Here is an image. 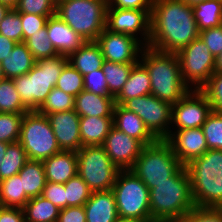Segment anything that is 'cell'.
<instances>
[{
    "instance_id": "cell-1",
    "label": "cell",
    "mask_w": 222,
    "mask_h": 222,
    "mask_svg": "<svg viewBox=\"0 0 222 222\" xmlns=\"http://www.w3.org/2000/svg\"><path fill=\"white\" fill-rule=\"evenodd\" d=\"M148 47L178 53L199 37L193 8L182 0H153Z\"/></svg>"
},
{
    "instance_id": "cell-2",
    "label": "cell",
    "mask_w": 222,
    "mask_h": 222,
    "mask_svg": "<svg viewBox=\"0 0 222 222\" xmlns=\"http://www.w3.org/2000/svg\"><path fill=\"white\" fill-rule=\"evenodd\" d=\"M140 58L151 80V94L158 99L173 105L191 90L181 76L177 53L161 52L145 46Z\"/></svg>"
},
{
    "instance_id": "cell-3",
    "label": "cell",
    "mask_w": 222,
    "mask_h": 222,
    "mask_svg": "<svg viewBox=\"0 0 222 222\" xmlns=\"http://www.w3.org/2000/svg\"><path fill=\"white\" fill-rule=\"evenodd\" d=\"M151 221H180L194 206L190 178L181 166L170 178L149 190Z\"/></svg>"
},
{
    "instance_id": "cell-4",
    "label": "cell",
    "mask_w": 222,
    "mask_h": 222,
    "mask_svg": "<svg viewBox=\"0 0 222 222\" xmlns=\"http://www.w3.org/2000/svg\"><path fill=\"white\" fill-rule=\"evenodd\" d=\"M185 168L195 206L222 208V150L208 149Z\"/></svg>"
},
{
    "instance_id": "cell-5",
    "label": "cell",
    "mask_w": 222,
    "mask_h": 222,
    "mask_svg": "<svg viewBox=\"0 0 222 222\" xmlns=\"http://www.w3.org/2000/svg\"><path fill=\"white\" fill-rule=\"evenodd\" d=\"M68 63L66 55L40 59L26 75L13 78L16 91L29 111L42 106Z\"/></svg>"
},
{
    "instance_id": "cell-6",
    "label": "cell",
    "mask_w": 222,
    "mask_h": 222,
    "mask_svg": "<svg viewBox=\"0 0 222 222\" xmlns=\"http://www.w3.org/2000/svg\"><path fill=\"white\" fill-rule=\"evenodd\" d=\"M107 0H57L56 14L85 41H96L106 28Z\"/></svg>"
},
{
    "instance_id": "cell-7",
    "label": "cell",
    "mask_w": 222,
    "mask_h": 222,
    "mask_svg": "<svg viewBox=\"0 0 222 222\" xmlns=\"http://www.w3.org/2000/svg\"><path fill=\"white\" fill-rule=\"evenodd\" d=\"M111 191L120 220H151L149 189L131 170L119 171Z\"/></svg>"
},
{
    "instance_id": "cell-8",
    "label": "cell",
    "mask_w": 222,
    "mask_h": 222,
    "mask_svg": "<svg viewBox=\"0 0 222 222\" xmlns=\"http://www.w3.org/2000/svg\"><path fill=\"white\" fill-rule=\"evenodd\" d=\"M181 166L171 146L165 140H157L143 148L130 170L150 190L155 187V184L169 181Z\"/></svg>"
},
{
    "instance_id": "cell-9",
    "label": "cell",
    "mask_w": 222,
    "mask_h": 222,
    "mask_svg": "<svg viewBox=\"0 0 222 222\" xmlns=\"http://www.w3.org/2000/svg\"><path fill=\"white\" fill-rule=\"evenodd\" d=\"M19 143L31 160L43 161L61 151L47 116L38 111L24 114Z\"/></svg>"
},
{
    "instance_id": "cell-10",
    "label": "cell",
    "mask_w": 222,
    "mask_h": 222,
    "mask_svg": "<svg viewBox=\"0 0 222 222\" xmlns=\"http://www.w3.org/2000/svg\"><path fill=\"white\" fill-rule=\"evenodd\" d=\"M77 174L94 191L111 190L120 169L102 146H82L77 152Z\"/></svg>"
},
{
    "instance_id": "cell-11",
    "label": "cell",
    "mask_w": 222,
    "mask_h": 222,
    "mask_svg": "<svg viewBox=\"0 0 222 222\" xmlns=\"http://www.w3.org/2000/svg\"><path fill=\"white\" fill-rule=\"evenodd\" d=\"M177 55L181 76L191 89H201L215 72V57L200 37L191 41Z\"/></svg>"
},
{
    "instance_id": "cell-12",
    "label": "cell",
    "mask_w": 222,
    "mask_h": 222,
    "mask_svg": "<svg viewBox=\"0 0 222 222\" xmlns=\"http://www.w3.org/2000/svg\"><path fill=\"white\" fill-rule=\"evenodd\" d=\"M123 108L134 112L157 140H165L171 131L172 104L152 94L126 100Z\"/></svg>"
},
{
    "instance_id": "cell-13",
    "label": "cell",
    "mask_w": 222,
    "mask_h": 222,
    "mask_svg": "<svg viewBox=\"0 0 222 222\" xmlns=\"http://www.w3.org/2000/svg\"><path fill=\"white\" fill-rule=\"evenodd\" d=\"M213 108L201 89H191L172 105L171 127L177 130L199 128L205 123Z\"/></svg>"
},
{
    "instance_id": "cell-14",
    "label": "cell",
    "mask_w": 222,
    "mask_h": 222,
    "mask_svg": "<svg viewBox=\"0 0 222 222\" xmlns=\"http://www.w3.org/2000/svg\"><path fill=\"white\" fill-rule=\"evenodd\" d=\"M150 13L151 10L107 7L106 28L116 33L130 35L139 40L144 46H148L150 40ZM138 34L142 37L139 38Z\"/></svg>"
},
{
    "instance_id": "cell-15",
    "label": "cell",
    "mask_w": 222,
    "mask_h": 222,
    "mask_svg": "<svg viewBox=\"0 0 222 222\" xmlns=\"http://www.w3.org/2000/svg\"><path fill=\"white\" fill-rule=\"evenodd\" d=\"M105 60L114 63H138L145 47L136 38L105 28L96 39Z\"/></svg>"
},
{
    "instance_id": "cell-16",
    "label": "cell",
    "mask_w": 222,
    "mask_h": 222,
    "mask_svg": "<svg viewBox=\"0 0 222 222\" xmlns=\"http://www.w3.org/2000/svg\"><path fill=\"white\" fill-rule=\"evenodd\" d=\"M102 147L120 170H130L145 145L112 126Z\"/></svg>"
},
{
    "instance_id": "cell-17",
    "label": "cell",
    "mask_w": 222,
    "mask_h": 222,
    "mask_svg": "<svg viewBox=\"0 0 222 222\" xmlns=\"http://www.w3.org/2000/svg\"><path fill=\"white\" fill-rule=\"evenodd\" d=\"M165 141L183 166L200 157L207 150L202 127L170 131Z\"/></svg>"
},
{
    "instance_id": "cell-18",
    "label": "cell",
    "mask_w": 222,
    "mask_h": 222,
    "mask_svg": "<svg viewBox=\"0 0 222 222\" xmlns=\"http://www.w3.org/2000/svg\"><path fill=\"white\" fill-rule=\"evenodd\" d=\"M61 150L77 152L81 147L80 116L73 110L46 115Z\"/></svg>"
},
{
    "instance_id": "cell-19",
    "label": "cell",
    "mask_w": 222,
    "mask_h": 222,
    "mask_svg": "<svg viewBox=\"0 0 222 222\" xmlns=\"http://www.w3.org/2000/svg\"><path fill=\"white\" fill-rule=\"evenodd\" d=\"M47 36L59 55L69 56L86 41L57 15L46 22Z\"/></svg>"
},
{
    "instance_id": "cell-20",
    "label": "cell",
    "mask_w": 222,
    "mask_h": 222,
    "mask_svg": "<svg viewBox=\"0 0 222 222\" xmlns=\"http://www.w3.org/2000/svg\"><path fill=\"white\" fill-rule=\"evenodd\" d=\"M86 222H119L114 194L111 190L94 191L84 204Z\"/></svg>"
},
{
    "instance_id": "cell-21",
    "label": "cell",
    "mask_w": 222,
    "mask_h": 222,
    "mask_svg": "<svg viewBox=\"0 0 222 222\" xmlns=\"http://www.w3.org/2000/svg\"><path fill=\"white\" fill-rule=\"evenodd\" d=\"M115 98L110 95H97L88 90H82L74 102L77 114L87 117H113Z\"/></svg>"
},
{
    "instance_id": "cell-22",
    "label": "cell",
    "mask_w": 222,
    "mask_h": 222,
    "mask_svg": "<svg viewBox=\"0 0 222 222\" xmlns=\"http://www.w3.org/2000/svg\"><path fill=\"white\" fill-rule=\"evenodd\" d=\"M47 182L65 184L77 174V156L74 151H64L42 161Z\"/></svg>"
},
{
    "instance_id": "cell-23",
    "label": "cell",
    "mask_w": 222,
    "mask_h": 222,
    "mask_svg": "<svg viewBox=\"0 0 222 222\" xmlns=\"http://www.w3.org/2000/svg\"><path fill=\"white\" fill-rule=\"evenodd\" d=\"M113 126L121 132L126 133L128 136L141 141L145 146L151 145L157 141L138 115L126 110L118 104H115L114 107Z\"/></svg>"
},
{
    "instance_id": "cell-24",
    "label": "cell",
    "mask_w": 222,
    "mask_h": 222,
    "mask_svg": "<svg viewBox=\"0 0 222 222\" xmlns=\"http://www.w3.org/2000/svg\"><path fill=\"white\" fill-rule=\"evenodd\" d=\"M151 94V80L146 67L139 61L129 74L127 82L115 97V104L122 105L126 100Z\"/></svg>"
},
{
    "instance_id": "cell-25",
    "label": "cell",
    "mask_w": 222,
    "mask_h": 222,
    "mask_svg": "<svg viewBox=\"0 0 222 222\" xmlns=\"http://www.w3.org/2000/svg\"><path fill=\"white\" fill-rule=\"evenodd\" d=\"M105 59L96 41H86L68 56V62L83 76L101 69Z\"/></svg>"
},
{
    "instance_id": "cell-26",
    "label": "cell",
    "mask_w": 222,
    "mask_h": 222,
    "mask_svg": "<svg viewBox=\"0 0 222 222\" xmlns=\"http://www.w3.org/2000/svg\"><path fill=\"white\" fill-rule=\"evenodd\" d=\"M82 146H102L113 126V117H80Z\"/></svg>"
},
{
    "instance_id": "cell-27",
    "label": "cell",
    "mask_w": 222,
    "mask_h": 222,
    "mask_svg": "<svg viewBox=\"0 0 222 222\" xmlns=\"http://www.w3.org/2000/svg\"><path fill=\"white\" fill-rule=\"evenodd\" d=\"M35 63L36 60L25 42L16 43L7 58L1 61L4 76L9 79L26 75Z\"/></svg>"
},
{
    "instance_id": "cell-28",
    "label": "cell",
    "mask_w": 222,
    "mask_h": 222,
    "mask_svg": "<svg viewBox=\"0 0 222 222\" xmlns=\"http://www.w3.org/2000/svg\"><path fill=\"white\" fill-rule=\"evenodd\" d=\"M18 174L21 177L25 194L29 198L42 195L47 182L42 161L28 159Z\"/></svg>"
},
{
    "instance_id": "cell-29",
    "label": "cell",
    "mask_w": 222,
    "mask_h": 222,
    "mask_svg": "<svg viewBox=\"0 0 222 222\" xmlns=\"http://www.w3.org/2000/svg\"><path fill=\"white\" fill-rule=\"evenodd\" d=\"M25 222H57L60 208L42 195L30 198L22 208Z\"/></svg>"
},
{
    "instance_id": "cell-30",
    "label": "cell",
    "mask_w": 222,
    "mask_h": 222,
    "mask_svg": "<svg viewBox=\"0 0 222 222\" xmlns=\"http://www.w3.org/2000/svg\"><path fill=\"white\" fill-rule=\"evenodd\" d=\"M29 199L19 174L0 181V206L23 208Z\"/></svg>"
},
{
    "instance_id": "cell-31",
    "label": "cell",
    "mask_w": 222,
    "mask_h": 222,
    "mask_svg": "<svg viewBox=\"0 0 222 222\" xmlns=\"http://www.w3.org/2000/svg\"><path fill=\"white\" fill-rule=\"evenodd\" d=\"M192 8L199 31L222 25V0H206Z\"/></svg>"
},
{
    "instance_id": "cell-32",
    "label": "cell",
    "mask_w": 222,
    "mask_h": 222,
    "mask_svg": "<svg viewBox=\"0 0 222 222\" xmlns=\"http://www.w3.org/2000/svg\"><path fill=\"white\" fill-rule=\"evenodd\" d=\"M135 64L136 63H114L112 61H104L102 69L105 74L110 96L115 98L120 93Z\"/></svg>"
},
{
    "instance_id": "cell-33",
    "label": "cell",
    "mask_w": 222,
    "mask_h": 222,
    "mask_svg": "<svg viewBox=\"0 0 222 222\" xmlns=\"http://www.w3.org/2000/svg\"><path fill=\"white\" fill-rule=\"evenodd\" d=\"M27 160V154L22 145L19 142L10 143L4 158L0 161V181L18 174Z\"/></svg>"
},
{
    "instance_id": "cell-34",
    "label": "cell",
    "mask_w": 222,
    "mask_h": 222,
    "mask_svg": "<svg viewBox=\"0 0 222 222\" xmlns=\"http://www.w3.org/2000/svg\"><path fill=\"white\" fill-rule=\"evenodd\" d=\"M28 111L16 91L13 79L0 80V112L26 113Z\"/></svg>"
},
{
    "instance_id": "cell-35",
    "label": "cell",
    "mask_w": 222,
    "mask_h": 222,
    "mask_svg": "<svg viewBox=\"0 0 222 222\" xmlns=\"http://www.w3.org/2000/svg\"><path fill=\"white\" fill-rule=\"evenodd\" d=\"M25 44L36 61L59 55L47 36L46 26L37 31V33L31 35L25 41Z\"/></svg>"
},
{
    "instance_id": "cell-36",
    "label": "cell",
    "mask_w": 222,
    "mask_h": 222,
    "mask_svg": "<svg viewBox=\"0 0 222 222\" xmlns=\"http://www.w3.org/2000/svg\"><path fill=\"white\" fill-rule=\"evenodd\" d=\"M74 102L75 97L73 95L66 94L61 89L54 87L37 111L43 115L69 111L74 109Z\"/></svg>"
},
{
    "instance_id": "cell-37",
    "label": "cell",
    "mask_w": 222,
    "mask_h": 222,
    "mask_svg": "<svg viewBox=\"0 0 222 222\" xmlns=\"http://www.w3.org/2000/svg\"><path fill=\"white\" fill-rule=\"evenodd\" d=\"M64 186L67 207L84 206L92 193L87 183L78 174L69 179Z\"/></svg>"
},
{
    "instance_id": "cell-38",
    "label": "cell",
    "mask_w": 222,
    "mask_h": 222,
    "mask_svg": "<svg viewBox=\"0 0 222 222\" xmlns=\"http://www.w3.org/2000/svg\"><path fill=\"white\" fill-rule=\"evenodd\" d=\"M24 114L0 112V142H19Z\"/></svg>"
},
{
    "instance_id": "cell-39",
    "label": "cell",
    "mask_w": 222,
    "mask_h": 222,
    "mask_svg": "<svg viewBox=\"0 0 222 222\" xmlns=\"http://www.w3.org/2000/svg\"><path fill=\"white\" fill-rule=\"evenodd\" d=\"M55 87L76 97L84 90V76L69 63L63 68Z\"/></svg>"
},
{
    "instance_id": "cell-40",
    "label": "cell",
    "mask_w": 222,
    "mask_h": 222,
    "mask_svg": "<svg viewBox=\"0 0 222 222\" xmlns=\"http://www.w3.org/2000/svg\"><path fill=\"white\" fill-rule=\"evenodd\" d=\"M202 129L208 149L222 150V113L212 111Z\"/></svg>"
},
{
    "instance_id": "cell-41",
    "label": "cell",
    "mask_w": 222,
    "mask_h": 222,
    "mask_svg": "<svg viewBox=\"0 0 222 222\" xmlns=\"http://www.w3.org/2000/svg\"><path fill=\"white\" fill-rule=\"evenodd\" d=\"M0 34L16 43L23 42L21 16L15 8H11L1 20Z\"/></svg>"
},
{
    "instance_id": "cell-42",
    "label": "cell",
    "mask_w": 222,
    "mask_h": 222,
    "mask_svg": "<svg viewBox=\"0 0 222 222\" xmlns=\"http://www.w3.org/2000/svg\"><path fill=\"white\" fill-rule=\"evenodd\" d=\"M57 0H19L15 9L19 13L54 16Z\"/></svg>"
},
{
    "instance_id": "cell-43",
    "label": "cell",
    "mask_w": 222,
    "mask_h": 222,
    "mask_svg": "<svg viewBox=\"0 0 222 222\" xmlns=\"http://www.w3.org/2000/svg\"><path fill=\"white\" fill-rule=\"evenodd\" d=\"M201 90L206 94L213 111L222 113V73L214 72Z\"/></svg>"
},
{
    "instance_id": "cell-44",
    "label": "cell",
    "mask_w": 222,
    "mask_h": 222,
    "mask_svg": "<svg viewBox=\"0 0 222 222\" xmlns=\"http://www.w3.org/2000/svg\"><path fill=\"white\" fill-rule=\"evenodd\" d=\"M180 222H222V208L194 206Z\"/></svg>"
},
{
    "instance_id": "cell-45",
    "label": "cell",
    "mask_w": 222,
    "mask_h": 222,
    "mask_svg": "<svg viewBox=\"0 0 222 222\" xmlns=\"http://www.w3.org/2000/svg\"><path fill=\"white\" fill-rule=\"evenodd\" d=\"M22 22L23 42L31 35L37 33L46 26V22L51 16H40L37 14L19 13Z\"/></svg>"
},
{
    "instance_id": "cell-46",
    "label": "cell",
    "mask_w": 222,
    "mask_h": 222,
    "mask_svg": "<svg viewBox=\"0 0 222 222\" xmlns=\"http://www.w3.org/2000/svg\"><path fill=\"white\" fill-rule=\"evenodd\" d=\"M84 89L97 95H109L105 74L102 68L84 75Z\"/></svg>"
},
{
    "instance_id": "cell-47",
    "label": "cell",
    "mask_w": 222,
    "mask_h": 222,
    "mask_svg": "<svg viewBox=\"0 0 222 222\" xmlns=\"http://www.w3.org/2000/svg\"><path fill=\"white\" fill-rule=\"evenodd\" d=\"M199 37L215 58L222 53V25L200 31Z\"/></svg>"
},
{
    "instance_id": "cell-48",
    "label": "cell",
    "mask_w": 222,
    "mask_h": 222,
    "mask_svg": "<svg viewBox=\"0 0 222 222\" xmlns=\"http://www.w3.org/2000/svg\"><path fill=\"white\" fill-rule=\"evenodd\" d=\"M42 196L60 209L67 207L64 184L46 182Z\"/></svg>"
},
{
    "instance_id": "cell-49",
    "label": "cell",
    "mask_w": 222,
    "mask_h": 222,
    "mask_svg": "<svg viewBox=\"0 0 222 222\" xmlns=\"http://www.w3.org/2000/svg\"><path fill=\"white\" fill-rule=\"evenodd\" d=\"M153 0H107V7L117 9L151 10Z\"/></svg>"
},
{
    "instance_id": "cell-50",
    "label": "cell",
    "mask_w": 222,
    "mask_h": 222,
    "mask_svg": "<svg viewBox=\"0 0 222 222\" xmlns=\"http://www.w3.org/2000/svg\"><path fill=\"white\" fill-rule=\"evenodd\" d=\"M57 222H86L84 206H71L60 209Z\"/></svg>"
},
{
    "instance_id": "cell-51",
    "label": "cell",
    "mask_w": 222,
    "mask_h": 222,
    "mask_svg": "<svg viewBox=\"0 0 222 222\" xmlns=\"http://www.w3.org/2000/svg\"><path fill=\"white\" fill-rule=\"evenodd\" d=\"M0 222H25L23 209L0 206Z\"/></svg>"
},
{
    "instance_id": "cell-52",
    "label": "cell",
    "mask_w": 222,
    "mask_h": 222,
    "mask_svg": "<svg viewBox=\"0 0 222 222\" xmlns=\"http://www.w3.org/2000/svg\"><path fill=\"white\" fill-rule=\"evenodd\" d=\"M15 41L0 34V62L12 52Z\"/></svg>"
},
{
    "instance_id": "cell-53",
    "label": "cell",
    "mask_w": 222,
    "mask_h": 222,
    "mask_svg": "<svg viewBox=\"0 0 222 222\" xmlns=\"http://www.w3.org/2000/svg\"><path fill=\"white\" fill-rule=\"evenodd\" d=\"M215 72L222 73V53L215 58Z\"/></svg>"
},
{
    "instance_id": "cell-54",
    "label": "cell",
    "mask_w": 222,
    "mask_h": 222,
    "mask_svg": "<svg viewBox=\"0 0 222 222\" xmlns=\"http://www.w3.org/2000/svg\"><path fill=\"white\" fill-rule=\"evenodd\" d=\"M19 0H0L1 4L7 5L10 8H15Z\"/></svg>"
},
{
    "instance_id": "cell-55",
    "label": "cell",
    "mask_w": 222,
    "mask_h": 222,
    "mask_svg": "<svg viewBox=\"0 0 222 222\" xmlns=\"http://www.w3.org/2000/svg\"><path fill=\"white\" fill-rule=\"evenodd\" d=\"M11 8L0 3V22Z\"/></svg>"
},
{
    "instance_id": "cell-56",
    "label": "cell",
    "mask_w": 222,
    "mask_h": 222,
    "mask_svg": "<svg viewBox=\"0 0 222 222\" xmlns=\"http://www.w3.org/2000/svg\"><path fill=\"white\" fill-rule=\"evenodd\" d=\"M9 144H10V143L0 142V161L4 158V155H5L7 146H8ZM0 164H1V162H0Z\"/></svg>"
},
{
    "instance_id": "cell-57",
    "label": "cell",
    "mask_w": 222,
    "mask_h": 222,
    "mask_svg": "<svg viewBox=\"0 0 222 222\" xmlns=\"http://www.w3.org/2000/svg\"><path fill=\"white\" fill-rule=\"evenodd\" d=\"M184 3H186L187 5L193 7V6H196L197 4L199 3H202L206 0H182Z\"/></svg>"
},
{
    "instance_id": "cell-58",
    "label": "cell",
    "mask_w": 222,
    "mask_h": 222,
    "mask_svg": "<svg viewBox=\"0 0 222 222\" xmlns=\"http://www.w3.org/2000/svg\"><path fill=\"white\" fill-rule=\"evenodd\" d=\"M4 78H5V76H4L2 65H1V62H0V80H2Z\"/></svg>"
},
{
    "instance_id": "cell-59",
    "label": "cell",
    "mask_w": 222,
    "mask_h": 222,
    "mask_svg": "<svg viewBox=\"0 0 222 222\" xmlns=\"http://www.w3.org/2000/svg\"><path fill=\"white\" fill-rule=\"evenodd\" d=\"M119 222H153L151 220H145V221H122L120 220Z\"/></svg>"
},
{
    "instance_id": "cell-60",
    "label": "cell",
    "mask_w": 222,
    "mask_h": 222,
    "mask_svg": "<svg viewBox=\"0 0 222 222\" xmlns=\"http://www.w3.org/2000/svg\"><path fill=\"white\" fill-rule=\"evenodd\" d=\"M158 222H180V221H158Z\"/></svg>"
}]
</instances>
